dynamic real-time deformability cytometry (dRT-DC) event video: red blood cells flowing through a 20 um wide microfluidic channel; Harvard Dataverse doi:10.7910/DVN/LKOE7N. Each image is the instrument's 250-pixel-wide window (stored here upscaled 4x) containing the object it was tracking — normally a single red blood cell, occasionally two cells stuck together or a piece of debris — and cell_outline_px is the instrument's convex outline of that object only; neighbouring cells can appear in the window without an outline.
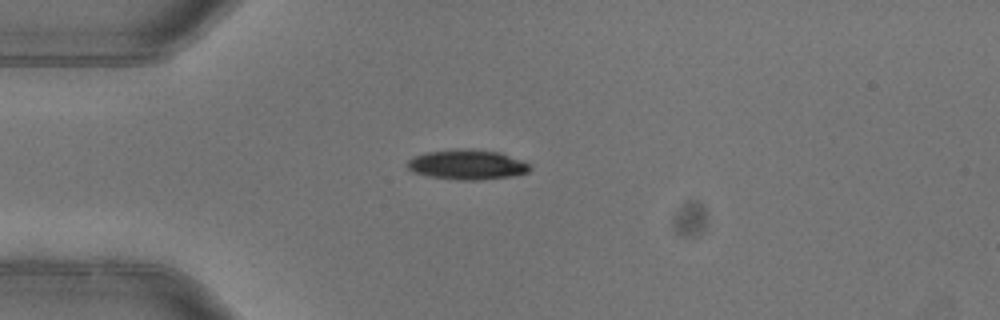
{"species": "common noctule bat (a hibernating species)", "species_latin": "Nyctalus noctula", "temperature_condition": "warm", "stored_images_in_passage": 3, "camera_frame_rate_fps": 3000, "um_per_image_px": 0.085, "animal": {"sex": "female"}, "frame": {"image": 1, "passage_image": 3, "time_ms": 0.667, "image_size_px": [1000, 320], "cell_outline_px": [[532, 168], [528, 172], [512, 176], [476, 180], [460, 180], [428, 176], [412, 172], [408, 168], [408, 160], [416, 156], [428, 152], [460, 148], [472, 148], [500, 152], [520, 160], [528, 164]], "centroid_in_image_um": [39.71, 13.99], "position_along_channel_um": 45.3, "area_um2": 21.27}}